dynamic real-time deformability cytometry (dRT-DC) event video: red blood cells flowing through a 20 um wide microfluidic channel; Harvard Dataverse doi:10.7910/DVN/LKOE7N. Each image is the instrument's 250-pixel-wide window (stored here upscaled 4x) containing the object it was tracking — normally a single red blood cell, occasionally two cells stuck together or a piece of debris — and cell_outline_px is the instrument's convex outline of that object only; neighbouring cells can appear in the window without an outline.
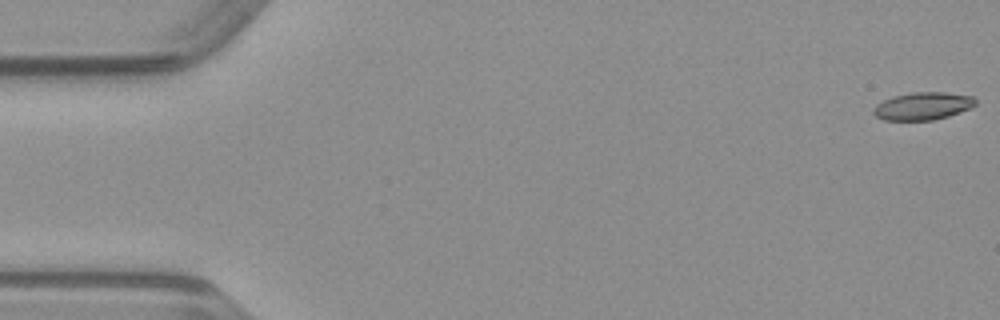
{"species": "common noctule bat (a hibernating species)", "species_latin": "Nyctalus noctula", "temperature_condition": "warm", "stored_images_in_passage": 50, "camera_frame_rate_fps": 3000, "um_per_image_px": 0.085, "animal": {"sex": "male", "body_mass_g": 23.1, "forearm_length_mm": 52.7}, "frame": {"image": 1, "passage_image": 1, "time_ms": 0.0, "image_size_px": [1000, 320], "cell_outline_px": [[976, 104], [960, 112], [948, 116], [932, 120], [884, 120], [876, 116], [872, 112], [872, 108], [876, 104], [884, 100], [896, 96], [912, 92], [944, 92], [972, 96], [976, 100]], "centroid_in_image_um": [78.42, 9.01], "position_along_channel_um": 6.6, "area_um2": 16.3}}
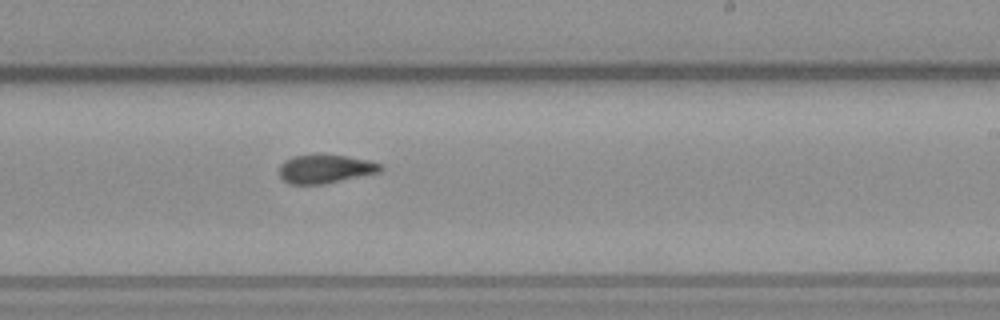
{"frame": {"image": 2, "passage_image": 30, "time_ms": 9.667, "image_size_px": [1000, 320], "cell_outline_px": [[384, 168], [380, 172], [324, 184], [288, 184], [280, 176], [280, 164], [284, 160], [292, 156], [344, 156], [368, 160], [380, 164]], "centroid_in_image_um": [27.64, 14.38], "position_along_channel_um": 261.4, "area_um2": 16.53}}
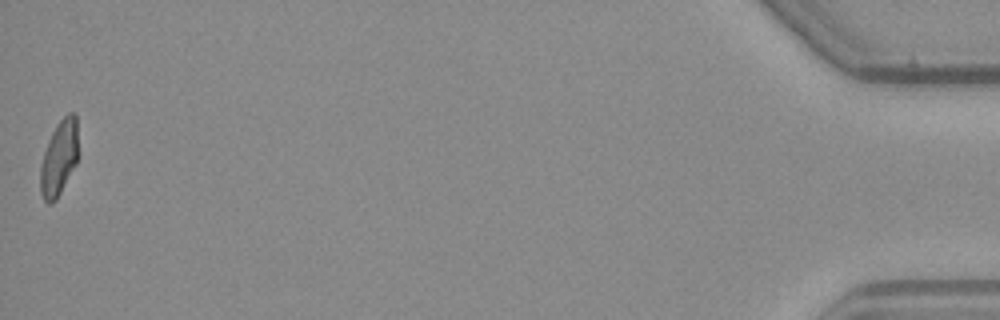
{"frame": {"image": 3, "passage_image": 50, "time_ms": 16.333, "image_size_px": [1000, 320], "cell_outline_px": [[80, 156], [76, 164], [56, 200], [52, 204], [48, 204], [44, 200], [40, 192], [40, 164], [48, 140], [56, 124], [68, 112], [76, 112]], "centroid_in_image_um": [5.05, 13.39], "position_along_channel_um": 430.1, "area_um2": 17.17}}